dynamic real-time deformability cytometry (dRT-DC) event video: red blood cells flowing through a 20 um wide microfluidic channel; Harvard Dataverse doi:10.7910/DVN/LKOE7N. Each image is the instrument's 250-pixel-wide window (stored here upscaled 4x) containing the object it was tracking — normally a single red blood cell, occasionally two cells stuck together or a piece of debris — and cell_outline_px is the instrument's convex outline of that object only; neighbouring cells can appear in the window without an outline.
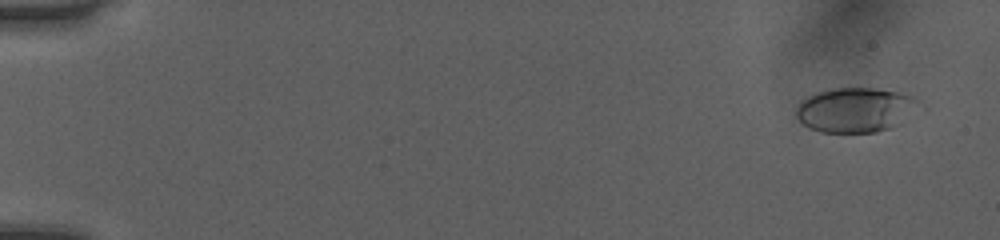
{"species": "human", "species_latin": "Homo sapiens", "temperature_condition": "room temperature", "stored_images_in_passage": 51, "camera_frame_rate_fps": 3000, "um_per_image_px": 0.085, "donor": {"sex": "female"}, "frame": {"image": 1, "passage_image": 3, "time_ms": 0.667, "image_size_px": [1000, 240], "cell_outline_px": [[928, 112], [904, 124], [892, 128], [876, 132], [820, 132], [808, 128], [796, 116], [796, 108], [808, 96], [832, 88], [872, 88], [900, 92], [916, 96], [928, 108]], "centroid_in_image_um": [72.99, 9.36], "position_along_channel_um": 12.0, "area_um2": 33.52}}
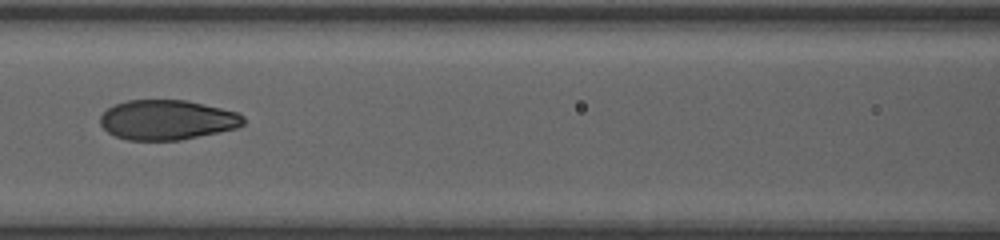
{"frame": {"image": 2, "passage_image": 25, "time_ms": 8.0, "image_size_px": [1000, 240], "cell_outline_px": [[244, 124], [236, 128], [180, 140], [128, 140], [116, 136], [108, 132], [100, 124], [100, 116], [112, 104], [128, 100], [188, 100], [236, 112], [244, 116]], "centroid_in_image_um": [14.18, 10.18], "position_along_channel_um": 152.4, "area_um2": 33.18}}
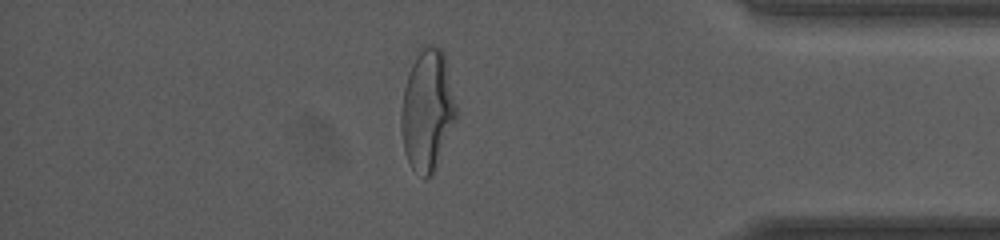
{"frame": {"image": 3, "passage_image": 45, "time_ms": 14.667, "image_size_px": [1000, 240], "cell_outline_px": [[456, 120], [436, 168], [424, 180], [412, 168], [404, 152], [400, 128], [400, 112], [404, 88], [408, 72], [416, 56], [428, 44], [432, 44], [440, 48], [444, 52], [456, 104]], "centroid_in_image_um": [36.31, 9.39], "position_along_channel_um": 398.9, "area_um2": 38.9}, "authors_computed_cell_mechanics": {"area_um2": 33.9864, "velocity_mm_per_s": 4.0915, "shape_relaxation_time_tau1_ms": 5.2925, "shape_relaxation_time_tau2_ms": 0.7071, "deformation_change_tau1": 0.2152, "deformation_change_tau2": 0.0613}}